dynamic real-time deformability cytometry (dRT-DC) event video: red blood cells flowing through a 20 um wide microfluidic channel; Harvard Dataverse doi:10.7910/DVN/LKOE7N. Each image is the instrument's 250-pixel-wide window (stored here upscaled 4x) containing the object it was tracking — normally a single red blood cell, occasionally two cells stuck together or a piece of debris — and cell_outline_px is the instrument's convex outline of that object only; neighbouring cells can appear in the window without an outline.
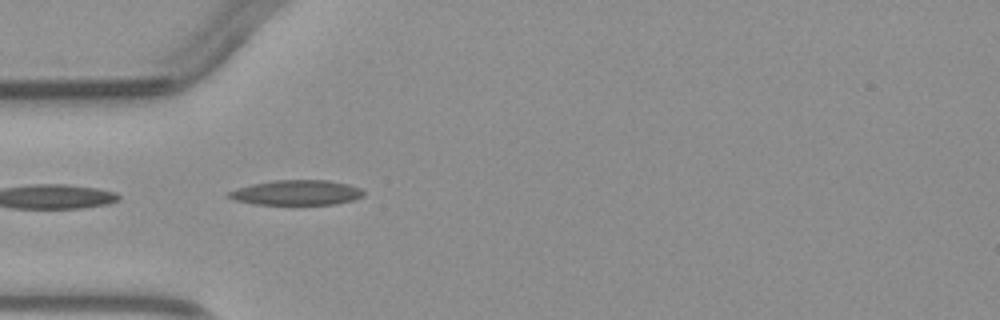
{"species": "common noctule bat (a hibernating species)", "species_latin": "Nyctalus noctula", "temperature_condition": "warm", "stored_images_in_passage": 6, "camera_frame_rate_fps": 3000, "um_per_image_px": 0.085, "animal": {"sex": "male", "body_mass_g": 23.1, "forearm_length_mm": 52.7}, "frame": {"image": 1, "passage_image": 4, "time_ms": 3.667, "image_size_px": [1000, 320], "cell_outline_px": [[364, 196], [352, 200], [336, 204], [256, 204], [236, 200], [228, 196], [228, 192], [236, 188], [252, 184], [272, 180], [328, 180], [348, 184], [360, 188], [364, 192]], "centroid_in_image_um": [25.23, 16.36], "position_along_channel_um": 59.8, "area_um2": 19.54}}
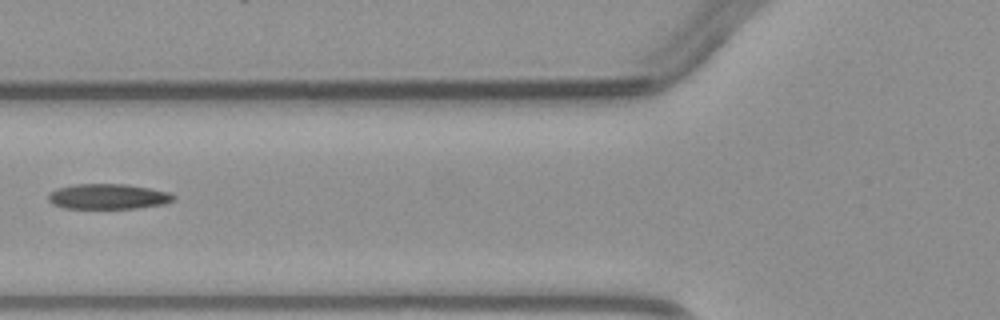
{"frame": {"image": 2, "passage_image": 5, "time_ms": 5.0, "image_size_px": [1000, 320], "cell_outline_px": [[176, 200], [164, 204], [136, 208], [64, 208], [52, 204], [48, 200], [48, 196], [56, 188], [76, 184], [128, 184], [168, 192], [176, 196]], "centroid_in_image_um": [9.2, 16.7], "position_along_channel_um": 116.6, "area_um2": 18.44}}
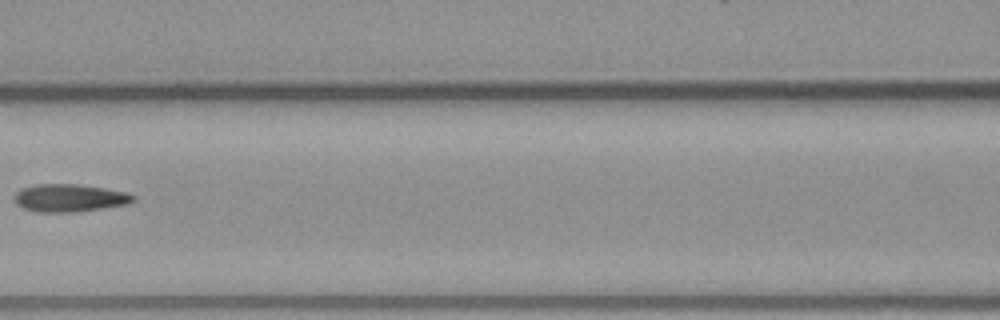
{"frame": {"image": 3, "passage_image": 6, "time_ms": 6.0, "image_size_px": [1000, 320], "cell_outline_px": [[136, 200], [128, 204], [104, 208], [76, 212], [40, 212], [24, 208], [16, 204], [16, 192], [24, 188], [36, 184], [76, 184], [104, 188], [124, 192], [136, 196]], "centroid_in_image_um": [5.95, 16.83], "position_along_channel_um": 160.6, "area_um2": 19.02}}